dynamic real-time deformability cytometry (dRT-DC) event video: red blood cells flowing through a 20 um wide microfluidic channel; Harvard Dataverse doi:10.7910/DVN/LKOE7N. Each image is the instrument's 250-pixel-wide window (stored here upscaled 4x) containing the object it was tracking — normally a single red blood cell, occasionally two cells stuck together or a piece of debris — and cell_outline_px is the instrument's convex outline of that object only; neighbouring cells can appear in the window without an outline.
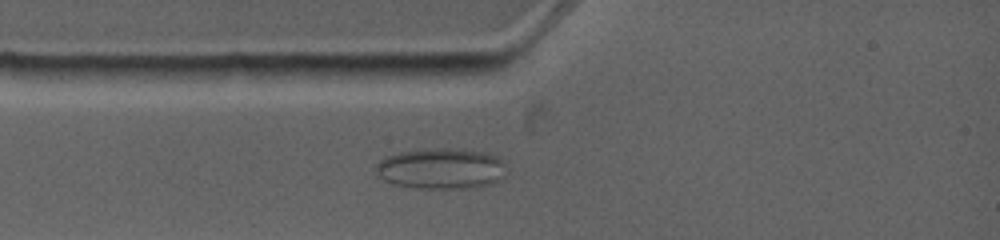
{"species": "common noctule bat (a hibernating species)", "species_latin": "Nyctalus noctula", "temperature_condition": "warm", "stored_images_in_passage": 6, "camera_frame_rate_fps": 4500, "um_per_image_px": 0.085, "animal": {"sex": "female", "body_mass_g": 19.0, "forearm_length_mm": 53.3}, "frame": {"image": 1, "passage_image": 3, "time_ms": 1.556, "image_size_px": [1000, 240], "cell_outline_px": [[504, 176], [488, 184], [464, 188], [416, 188], [392, 184], [384, 180], [376, 172], [376, 164], [384, 156], [400, 152], [424, 148], [448, 148], [484, 152], [496, 156], [504, 164]], "centroid_in_image_um": [37.43, 14.32], "position_along_channel_um": 47.6, "area_um2": 30.87}}
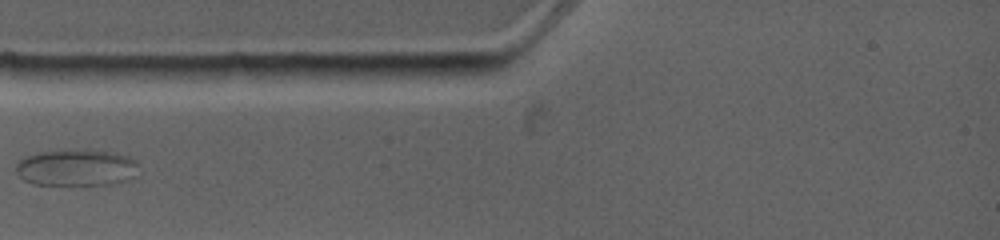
{"frame": {"image": 2, "passage_image": 4, "time_ms": 2.444, "image_size_px": [1000, 240], "cell_outline_px": [[136, 164], [128, 180], [112, 184], [72, 188], [68, 188], [32, 184], [24, 180], [16, 172], [16, 164], [24, 156], [40, 152], [64, 148], [84, 148], [108, 152], [128, 156], [136, 160]], "centroid_in_image_um": [6.39, 14.28], "position_along_channel_um": 78.6, "area_um2": 27.4}}
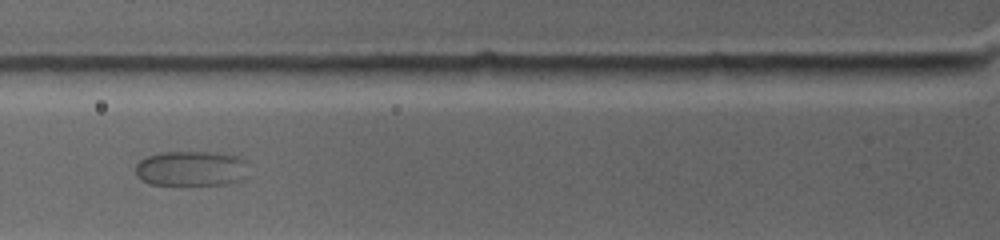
{"frame": {"image": 3, "passage_image": 5, "time_ms": 3.333, "image_size_px": [1000, 240], "cell_outline_px": [[248, 176], [240, 180], [228, 184], [184, 188], [176, 188], [148, 184], [140, 180], [136, 176], [136, 164], [140, 160], [148, 156], [160, 152], [220, 152], [236, 156], [248, 160]], "centroid_in_image_um": [16.27, 14.39], "position_along_channel_um": 109.5, "area_um2": 24.8}}